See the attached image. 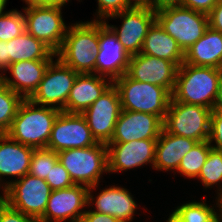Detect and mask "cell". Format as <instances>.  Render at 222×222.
Wrapping results in <instances>:
<instances>
[{"label":"cell","mask_w":222,"mask_h":222,"mask_svg":"<svg viewBox=\"0 0 222 222\" xmlns=\"http://www.w3.org/2000/svg\"><path fill=\"white\" fill-rule=\"evenodd\" d=\"M183 0H159V10L170 6H182Z\"/></svg>","instance_id":"cell-44"},{"label":"cell","mask_w":222,"mask_h":222,"mask_svg":"<svg viewBox=\"0 0 222 222\" xmlns=\"http://www.w3.org/2000/svg\"><path fill=\"white\" fill-rule=\"evenodd\" d=\"M10 65V56H8L7 42L0 40V71L3 72ZM2 69V70H1Z\"/></svg>","instance_id":"cell-40"},{"label":"cell","mask_w":222,"mask_h":222,"mask_svg":"<svg viewBox=\"0 0 222 222\" xmlns=\"http://www.w3.org/2000/svg\"><path fill=\"white\" fill-rule=\"evenodd\" d=\"M80 222H123L111 215H106L96 211H85Z\"/></svg>","instance_id":"cell-39"},{"label":"cell","mask_w":222,"mask_h":222,"mask_svg":"<svg viewBox=\"0 0 222 222\" xmlns=\"http://www.w3.org/2000/svg\"><path fill=\"white\" fill-rule=\"evenodd\" d=\"M220 0H183V7L208 14Z\"/></svg>","instance_id":"cell-37"},{"label":"cell","mask_w":222,"mask_h":222,"mask_svg":"<svg viewBox=\"0 0 222 222\" xmlns=\"http://www.w3.org/2000/svg\"><path fill=\"white\" fill-rule=\"evenodd\" d=\"M96 198L94 211L111 215L123 222L132 221L137 205L126 189L111 186L102 190Z\"/></svg>","instance_id":"cell-24"},{"label":"cell","mask_w":222,"mask_h":222,"mask_svg":"<svg viewBox=\"0 0 222 222\" xmlns=\"http://www.w3.org/2000/svg\"><path fill=\"white\" fill-rule=\"evenodd\" d=\"M65 4H27L23 8L26 32L43 41L55 53L62 46L67 33L62 18V6Z\"/></svg>","instance_id":"cell-9"},{"label":"cell","mask_w":222,"mask_h":222,"mask_svg":"<svg viewBox=\"0 0 222 222\" xmlns=\"http://www.w3.org/2000/svg\"><path fill=\"white\" fill-rule=\"evenodd\" d=\"M89 187L74 184L65 189L51 192L44 215L39 222H80L85 211L82 208L88 206Z\"/></svg>","instance_id":"cell-15"},{"label":"cell","mask_w":222,"mask_h":222,"mask_svg":"<svg viewBox=\"0 0 222 222\" xmlns=\"http://www.w3.org/2000/svg\"><path fill=\"white\" fill-rule=\"evenodd\" d=\"M2 187L4 196L0 195V198L11 208L38 220L44 215L52 192L45 180L27 173Z\"/></svg>","instance_id":"cell-7"},{"label":"cell","mask_w":222,"mask_h":222,"mask_svg":"<svg viewBox=\"0 0 222 222\" xmlns=\"http://www.w3.org/2000/svg\"><path fill=\"white\" fill-rule=\"evenodd\" d=\"M209 27L222 33V0L208 13Z\"/></svg>","instance_id":"cell-38"},{"label":"cell","mask_w":222,"mask_h":222,"mask_svg":"<svg viewBox=\"0 0 222 222\" xmlns=\"http://www.w3.org/2000/svg\"><path fill=\"white\" fill-rule=\"evenodd\" d=\"M156 21L185 53L209 27L208 14L183 6H170L156 11Z\"/></svg>","instance_id":"cell-6"},{"label":"cell","mask_w":222,"mask_h":222,"mask_svg":"<svg viewBox=\"0 0 222 222\" xmlns=\"http://www.w3.org/2000/svg\"><path fill=\"white\" fill-rule=\"evenodd\" d=\"M197 141L174 135L162 129L156 143L154 169L176 170L181 159L195 146Z\"/></svg>","instance_id":"cell-22"},{"label":"cell","mask_w":222,"mask_h":222,"mask_svg":"<svg viewBox=\"0 0 222 222\" xmlns=\"http://www.w3.org/2000/svg\"><path fill=\"white\" fill-rule=\"evenodd\" d=\"M221 77L217 68L183 62L178 67L171 100L213 110Z\"/></svg>","instance_id":"cell-1"},{"label":"cell","mask_w":222,"mask_h":222,"mask_svg":"<svg viewBox=\"0 0 222 222\" xmlns=\"http://www.w3.org/2000/svg\"><path fill=\"white\" fill-rule=\"evenodd\" d=\"M99 21L133 7L130 0H97Z\"/></svg>","instance_id":"cell-34"},{"label":"cell","mask_w":222,"mask_h":222,"mask_svg":"<svg viewBox=\"0 0 222 222\" xmlns=\"http://www.w3.org/2000/svg\"><path fill=\"white\" fill-rule=\"evenodd\" d=\"M130 55L114 32L99 21V49L96 52L95 73L114 81L127 73Z\"/></svg>","instance_id":"cell-14"},{"label":"cell","mask_w":222,"mask_h":222,"mask_svg":"<svg viewBox=\"0 0 222 222\" xmlns=\"http://www.w3.org/2000/svg\"><path fill=\"white\" fill-rule=\"evenodd\" d=\"M220 217V218H219ZM222 211L218 215L214 207L204 202H189L178 206L167 222H221Z\"/></svg>","instance_id":"cell-27"},{"label":"cell","mask_w":222,"mask_h":222,"mask_svg":"<svg viewBox=\"0 0 222 222\" xmlns=\"http://www.w3.org/2000/svg\"><path fill=\"white\" fill-rule=\"evenodd\" d=\"M121 110L119 93L112 83L105 92L82 113L97 142L108 144L111 141Z\"/></svg>","instance_id":"cell-12"},{"label":"cell","mask_w":222,"mask_h":222,"mask_svg":"<svg viewBox=\"0 0 222 222\" xmlns=\"http://www.w3.org/2000/svg\"><path fill=\"white\" fill-rule=\"evenodd\" d=\"M78 74L59 59L56 62L52 61L29 100L36 106L41 104V106L54 107L64 111L70 90Z\"/></svg>","instance_id":"cell-10"},{"label":"cell","mask_w":222,"mask_h":222,"mask_svg":"<svg viewBox=\"0 0 222 222\" xmlns=\"http://www.w3.org/2000/svg\"><path fill=\"white\" fill-rule=\"evenodd\" d=\"M57 155L73 183L89 187L88 205L93 203L91 190L98 187L101 174L108 172L107 144L98 142L91 147L63 150Z\"/></svg>","instance_id":"cell-4"},{"label":"cell","mask_w":222,"mask_h":222,"mask_svg":"<svg viewBox=\"0 0 222 222\" xmlns=\"http://www.w3.org/2000/svg\"><path fill=\"white\" fill-rule=\"evenodd\" d=\"M212 109L171 100L163 129L171 134L193 139L197 142L209 139Z\"/></svg>","instance_id":"cell-8"},{"label":"cell","mask_w":222,"mask_h":222,"mask_svg":"<svg viewBox=\"0 0 222 222\" xmlns=\"http://www.w3.org/2000/svg\"><path fill=\"white\" fill-rule=\"evenodd\" d=\"M178 66L172 61L142 53L131 55L127 75L134 80L150 83L173 92Z\"/></svg>","instance_id":"cell-16"},{"label":"cell","mask_w":222,"mask_h":222,"mask_svg":"<svg viewBox=\"0 0 222 222\" xmlns=\"http://www.w3.org/2000/svg\"><path fill=\"white\" fill-rule=\"evenodd\" d=\"M133 6L150 7V8H153L155 11H158L159 0H134Z\"/></svg>","instance_id":"cell-41"},{"label":"cell","mask_w":222,"mask_h":222,"mask_svg":"<svg viewBox=\"0 0 222 222\" xmlns=\"http://www.w3.org/2000/svg\"><path fill=\"white\" fill-rule=\"evenodd\" d=\"M99 49V20L80 22L67 30L57 58L79 74L94 73Z\"/></svg>","instance_id":"cell-2"},{"label":"cell","mask_w":222,"mask_h":222,"mask_svg":"<svg viewBox=\"0 0 222 222\" xmlns=\"http://www.w3.org/2000/svg\"><path fill=\"white\" fill-rule=\"evenodd\" d=\"M45 181L52 191L69 188L74 185L68 171L59 161L55 163Z\"/></svg>","instance_id":"cell-33"},{"label":"cell","mask_w":222,"mask_h":222,"mask_svg":"<svg viewBox=\"0 0 222 222\" xmlns=\"http://www.w3.org/2000/svg\"><path fill=\"white\" fill-rule=\"evenodd\" d=\"M57 161V152L47 148L34 149L28 173L46 180L49 172Z\"/></svg>","instance_id":"cell-31"},{"label":"cell","mask_w":222,"mask_h":222,"mask_svg":"<svg viewBox=\"0 0 222 222\" xmlns=\"http://www.w3.org/2000/svg\"><path fill=\"white\" fill-rule=\"evenodd\" d=\"M208 141L210 144L215 141L216 145L211 147L222 150V110H212Z\"/></svg>","instance_id":"cell-36"},{"label":"cell","mask_w":222,"mask_h":222,"mask_svg":"<svg viewBox=\"0 0 222 222\" xmlns=\"http://www.w3.org/2000/svg\"><path fill=\"white\" fill-rule=\"evenodd\" d=\"M122 110L154 114L165 118L172 94L161 86L131 79L127 74L113 81Z\"/></svg>","instance_id":"cell-5"},{"label":"cell","mask_w":222,"mask_h":222,"mask_svg":"<svg viewBox=\"0 0 222 222\" xmlns=\"http://www.w3.org/2000/svg\"><path fill=\"white\" fill-rule=\"evenodd\" d=\"M33 151V147L15 141L7 133L0 134V180L1 176H25Z\"/></svg>","instance_id":"cell-21"},{"label":"cell","mask_w":222,"mask_h":222,"mask_svg":"<svg viewBox=\"0 0 222 222\" xmlns=\"http://www.w3.org/2000/svg\"><path fill=\"white\" fill-rule=\"evenodd\" d=\"M123 19L120 30L113 25H106L114 32L123 48L131 56L139 54L149 28L156 21V11L150 7L133 6L117 13L111 18Z\"/></svg>","instance_id":"cell-13"},{"label":"cell","mask_w":222,"mask_h":222,"mask_svg":"<svg viewBox=\"0 0 222 222\" xmlns=\"http://www.w3.org/2000/svg\"><path fill=\"white\" fill-rule=\"evenodd\" d=\"M157 140H134L126 143H108V172H121L155 162Z\"/></svg>","instance_id":"cell-18"},{"label":"cell","mask_w":222,"mask_h":222,"mask_svg":"<svg viewBox=\"0 0 222 222\" xmlns=\"http://www.w3.org/2000/svg\"><path fill=\"white\" fill-rule=\"evenodd\" d=\"M222 62V33L208 27L203 36L184 53V63L219 69Z\"/></svg>","instance_id":"cell-23"},{"label":"cell","mask_w":222,"mask_h":222,"mask_svg":"<svg viewBox=\"0 0 222 222\" xmlns=\"http://www.w3.org/2000/svg\"><path fill=\"white\" fill-rule=\"evenodd\" d=\"M219 71H220L221 76H222V62H221V65H220V67H219Z\"/></svg>","instance_id":"cell-46"},{"label":"cell","mask_w":222,"mask_h":222,"mask_svg":"<svg viewBox=\"0 0 222 222\" xmlns=\"http://www.w3.org/2000/svg\"><path fill=\"white\" fill-rule=\"evenodd\" d=\"M211 148L208 140L197 142L181 159L177 171L188 178L198 177Z\"/></svg>","instance_id":"cell-29"},{"label":"cell","mask_w":222,"mask_h":222,"mask_svg":"<svg viewBox=\"0 0 222 222\" xmlns=\"http://www.w3.org/2000/svg\"><path fill=\"white\" fill-rule=\"evenodd\" d=\"M24 99L0 80V134L7 133Z\"/></svg>","instance_id":"cell-30"},{"label":"cell","mask_w":222,"mask_h":222,"mask_svg":"<svg viewBox=\"0 0 222 222\" xmlns=\"http://www.w3.org/2000/svg\"><path fill=\"white\" fill-rule=\"evenodd\" d=\"M61 111L24 99L7 134L15 141L33 147L47 148L54 122Z\"/></svg>","instance_id":"cell-3"},{"label":"cell","mask_w":222,"mask_h":222,"mask_svg":"<svg viewBox=\"0 0 222 222\" xmlns=\"http://www.w3.org/2000/svg\"><path fill=\"white\" fill-rule=\"evenodd\" d=\"M213 110H222V77L219 81L217 96L215 99V104H214Z\"/></svg>","instance_id":"cell-43"},{"label":"cell","mask_w":222,"mask_h":222,"mask_svg":"<svg viewBox=\"0 0 222 222\" xmlns=\"http://www.w3.org/2000/svg\"><path fill=\"white\" fill-rule=\"evenodd\" d=\"M10 64L28 60H53L56 53L43 41L36 39L26 31L7 41Z\"/></svg>","instance_id":"cell-26"},{"label":"cell","mask_w":222,"mask_h":222,"mask_svg":"<svg viewBox=\"0 0 222 222\" xmlns=\"http://www.w3.org/2000/svg\"><path fill=\"white\" fill-rule=\"evenodd\" d=\"M52 61L28 60L11 63L6 70L11 72L14 79L11 80L1 73L0 80L23 99H29L42 81Z\"/></svg>","instance_id":"cell-19"},{"label":"cell","mask_w":222,"mask_h":222,"mask_svg":"<svg viewBox=\"0 0 222 222\" xmlns=\"http://www.w3.org/2000/svg\"><path fill=\"white\" fill-rule=\"evenodd\" d=\"M163 121L154 114L121 110L112 139L109 143H126L134 140H157Z\"/></svg>","instance_id":"cell-17"},{"label":"cell","mask_w":222,"mask_h":222,"mask_svg":"<svg viewBox=\"0 0 222 222\" xmlns=\"http://www.w3.org/2000/svg\"><path fill=\"white\" fill-rule=\"evenodd\" d=\"M105 77L93 73L78 74L70 90L64 112L82 114L112 84Z\"/></svg>","instance_id":"cell-20"},{"label":"cell","mask_w":222,"mask_h":222,"mask_svg":"<svg viewBox=\"0 0 222 222\" xmlns=\"http://www.w3.org/2000/svg\"><path fill=\"white\" fill-rule=\"evenodd\" d=\"M7 0H0V16L4 14L3 10L5 9Z\"/></svg>","instance_id":"cell-45"},{"label":"cell","mask_w":222,"mask_h":222,"mask_svg":"<svg viewBox=\"0 0 222 222\" xmlns=\"http://www.w3.org/2000/svg\"><path fill=\"white\" fill-rule=\"evenodd\" d=\"M140 53L172 61L178 67L184 62V52L157 21L149 28Z\"/></svg>","instance_id":"cell-25"},{"label":"cell","mask_w":222,"mask_h":222,"mask_svg":"<svg viewBox=\"0 0 222 222\" xmlns=\"http://www.w3.org/2000/svg\"><path fill=\"white\" fill-rule=\"evenodd\" d=\"M26 31L23 13L10 10L0 16V40L10 41Z\"/></svg>","instance_id":"cell-32"},{"label":"cell","mask_w":222,"mask_h":222,"mask_svg":"<svg viewBox=\"0 0 222 222\" xmlns=\"http://www.w3.org/2000/svg\"><path fill=\"white\" fill-rule=\"evenodd\" d=\"M0 222H39V220L11 208L0 198Z\"/></svg>","instance_id":"cell-35"},{"label":"cell","mask_w":222,"mask_h":222,"mask_svg":"<svg viewBox=\"0 0 222 222\" xmlns=\"http://www.w3.org/2000/svg\"><path fill=\"white\" fill-rule=\"evenodd\" d=\"M203 185L208 188L212 187L220 181L222 182V150L211 148L207 156L205 164L202 166L198 177ZM222 188V187H220ZM220 191L217 199V207L222 211V189Z\"/></svg>","instance_id":"cell-28"},{"label":"cell","mask_w":222,"mask_h":222,"mask_svg":"<svg viewBox=\"0 0 222 222\" xmlns=\"http://www.w3.org/2000/svg\"><path fill=\"white\" fill-rule=\"evenodd\" d=\"M97 143L82 114L61 111L54 122L47 149L58 153L91 147Z\"/></svg>","instance_id":"cell-11"},{"label":"cell","mask_w":222,"mask_h":222,"mask_svg":"<svg viewBox=\"0 0 222 222\" xmlns=\"http://www.w3.org/2000/svg\"><path fill=\"white\" fill-rule=\"evenodd\" d=\"M26 4H66L69 0H24Z\"/></svg>","instance_id":"cell-42"}]
</instances>
